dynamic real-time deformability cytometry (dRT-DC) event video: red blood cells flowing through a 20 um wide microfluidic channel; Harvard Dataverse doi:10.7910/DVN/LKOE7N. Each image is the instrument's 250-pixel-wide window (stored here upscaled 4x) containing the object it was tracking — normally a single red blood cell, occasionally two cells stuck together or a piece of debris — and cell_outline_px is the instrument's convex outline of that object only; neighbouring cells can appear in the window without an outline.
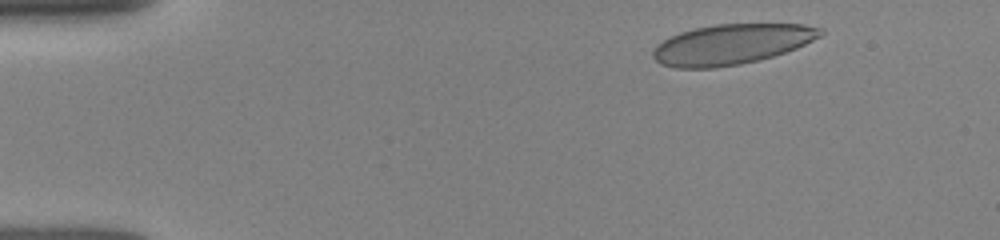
{"species": "human", "species_latin": "Homo sapiens", "temperature_condition": "room temperature", "stored_images_in_passage": 7, "camera_frame_rate_fps": 3000, "um_per_image_px": 0.085, "donor": {"sex": "female"}, "frame": {"image": 1, "passage_image": 2, "time_ms": 0.667, "image_size_px": [1000, 240], "cell_outline_px": [[824, 32], [820, 36], [796, 48], [772, 56], [740, 64], [716, 68], [676, 68], [660, 64], [652, 56], [652, 52], [656, 44], [680, 32], [696, 28], [716, 24], [804, 24], [824, 28]], "centroid_in_image_um": [62.17, 3.76], "position_along_channel_um": 22.8, "area_um2": 39.13}}
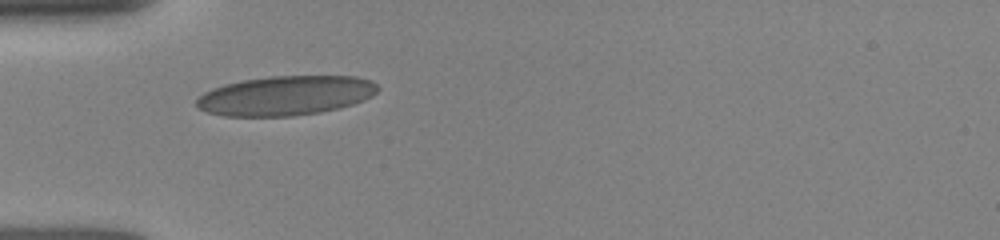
{"frame": {"image": 2, "passage_image": 6, "time_ms": 3.667, "image_size_px": [1000, 240], "cell_outline_px": [[380, 88], [372, 96], [364, 100], [340, 108], [320, 112], [292, 116], [224, 116], [208, 112], [196, 108], [196, 100], [204, 92], [212, 88], [224, 84], [244, 80], [268, 76], [356, 76], [372, 80]], "centroid_in_image_um": [24.28, 8.12], "position_along_channel_um": 60.7, "area_um2": 41.91}}